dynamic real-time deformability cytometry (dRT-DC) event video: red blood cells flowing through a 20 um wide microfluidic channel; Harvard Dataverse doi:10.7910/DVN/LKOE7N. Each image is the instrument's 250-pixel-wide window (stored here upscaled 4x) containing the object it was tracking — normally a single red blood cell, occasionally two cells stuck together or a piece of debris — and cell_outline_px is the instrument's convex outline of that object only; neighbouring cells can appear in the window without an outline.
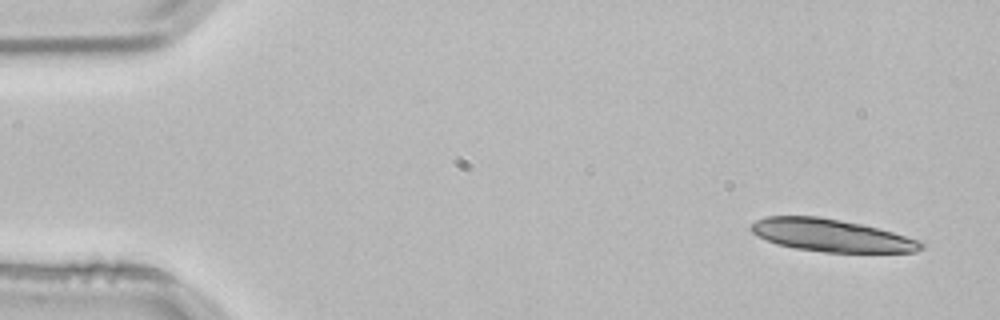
{"species": "common noctule bat (a hibernating species)", "species_latin": "Nyctalus noctula", "temperature_condition": "room temperature", "stored_images_in_passage": 5, "camera_frame_rate_fps": 3000, "um_per_image_px": 0.085, "animal": {"sex": "male", "body_mass_g": 21.5, "forearm_length_mm": 52.0}, "frame": {"image": 1, "passage_image": 1, "time_ms": 0.0, "image_size_px": [1000, 320], "cell_outline_px": [[924, 248], [916, 252], [824, 252], [796, 248], [776, 244], [756, 236], [748, 228], [756, 220], [764, 216], [820, 216], [880, 228], [920, 240], [924, 244]], "centroid_in_image_um": [70.65, 20.0], "position_along_channel_um": 14.3, "area_um2": 32.37}}
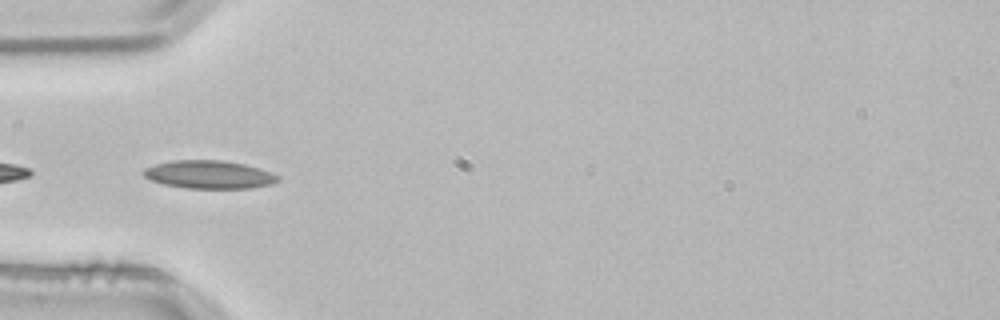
{"frame": {"image": 2, "passage_image": 4, "time_ms": 1.0, "image_size_px": [1000, 320], "cell_outline_px": [[280, 180], [272, 184], [248, 188], [188, 188], [164, 184], [152, 180], [144, 176], [144, 168], [156, 164], [172, 160], [220, 160], [244, 164], [260, 168], [272, 172], [280, 176]], "centroid_in_image_um": [17.82, 14.83], "position_along_channel_um": 67.2, "area_um2": 21.91}}